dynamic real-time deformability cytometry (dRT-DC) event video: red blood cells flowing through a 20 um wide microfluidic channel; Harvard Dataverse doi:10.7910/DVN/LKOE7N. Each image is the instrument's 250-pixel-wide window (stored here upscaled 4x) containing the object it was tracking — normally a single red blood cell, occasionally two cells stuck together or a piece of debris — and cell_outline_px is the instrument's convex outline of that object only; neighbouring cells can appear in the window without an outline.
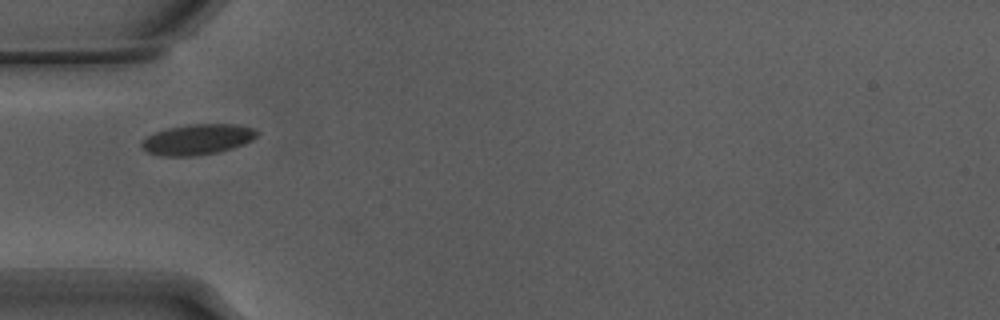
{"species": "Egyptian fruit bat (a non-hibernating species)", "species_latin": "Rousettus aegyptiacus", "temperature_condition": "warm", "stored_images_in_passage": 7, "camera_frame_rate_fps": 3000, "um_per_image_px": 0.085, "animal": {"sex": "male"}, "frame": {"image": 1, "passage_image": 1, "time_ms": 0.0, "image_size_px": [1000, 320], "cell_outline_px": [[260, 132], [252, 140], [244, 144], [232, 148], [216, 152], [192, 156], [160, 156], [148, 152], [140, 144], [148, 136], [156, 132], [168, 128], [192, 124], [236, 124], [256, 128]], "centroid_in_image_um": [16.84, 11.84], "position_along_channel_um": 68.2, "area_um2": 20.4}}